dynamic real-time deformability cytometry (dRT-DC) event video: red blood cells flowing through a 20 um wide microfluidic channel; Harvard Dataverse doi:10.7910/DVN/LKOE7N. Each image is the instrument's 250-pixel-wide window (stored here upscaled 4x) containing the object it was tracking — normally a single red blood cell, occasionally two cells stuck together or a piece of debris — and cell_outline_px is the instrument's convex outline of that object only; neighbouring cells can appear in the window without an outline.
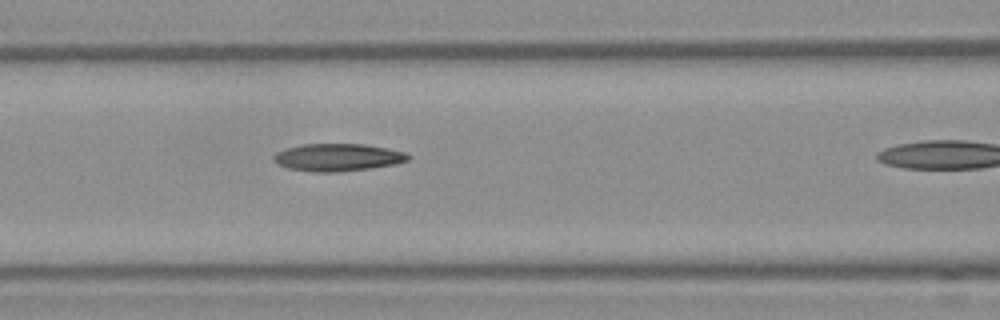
{"species": "Egyptian fruit bat (a non-hibernating species)", "species_latin": "Rousettus aegyptiacus", "temperature_condition": "warm", "stored_images_in_passage": 9, "camera_frame_rate_fps": 3000, "um_per_image_px": 0.085, "frame": {"image": 1, "passage_image": 6, "time_ms": 1.667, "image_size_px": [1000, 320], "cell_outline_px": [[412, 156], [408, 160], [396, 164], [372, 168], [336, 172], [312, 172], [288, 168], [276, 164], [272, 160], [272, 156], [276, 152], [288, 148], [304, 144], [364, 144], [404, 152]], "centroid_in_image_um": [28.68, 13.38], "position_along_channel_um": 137.9, "area_um2": 21.56}}
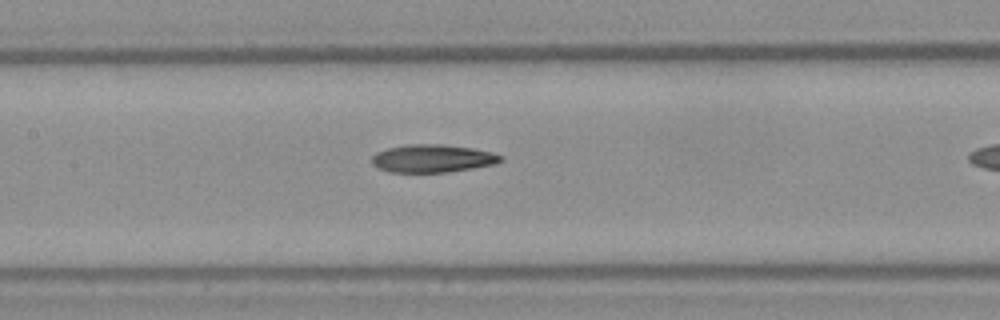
{"frame": {"image": 2, "passage_image": 8, "time_ms": 2.333, "image_size_px": [1000, 320], "cell_outline_px": [[504, 160], [496, 164], [448, 172], [388, 172], [372, 164], [372, 156], [376, 152], [388, 148], [408, 144], [444, 144], [472, 148], [492, 152], [504, 156]], "centroid_in_image_um": [36.8, 13.46], "position_along_channel_um": 170.6, "area_um2": 21.04}}